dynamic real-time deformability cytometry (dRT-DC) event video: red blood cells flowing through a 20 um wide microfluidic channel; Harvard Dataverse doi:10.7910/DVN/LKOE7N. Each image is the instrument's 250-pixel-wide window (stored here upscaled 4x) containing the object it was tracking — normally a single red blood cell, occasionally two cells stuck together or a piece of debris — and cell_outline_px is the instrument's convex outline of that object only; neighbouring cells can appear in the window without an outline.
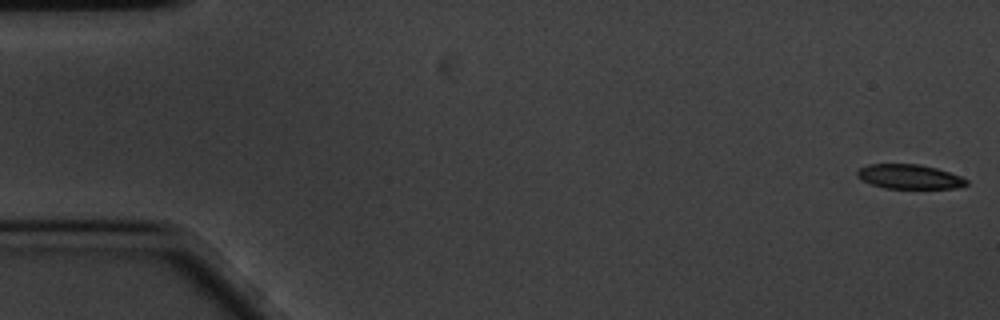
{"species": "common noctule bat (a hibernating species)", "species_latin": "Nyctalus noctula", "temperature_condition": "cold", "stored_images_in_passage": 58, "camera_frame_rate_fps": 3000, "um_per_image_px": 0.085, "animal": {"sex": "male", "body_mass_g": 20.1, "forearm_length_mm": 53.5}, "frame": {"image": 1, "passage_image": 1, "time_ms": 0.0, "image_size_px": [1000, 320], "cell_outline_px": [[968, 184], [956, 188], [884, 188], [860, 180], [856, 176], [856, 172], [860, 168], [868, 164], [920, 164], [936, 168], [960, 176], [968, 180]], "centroid_in_image_um": [77.26, 15.01], "position_along_channel_um": 7.7, "area_um2": 15.55}}
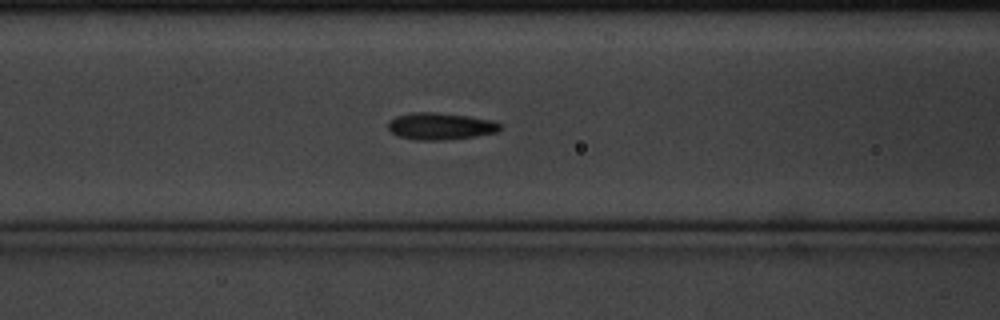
{"frame": {"image": 2, "passage_image": 23, "time_ms": 7.333, "image_size_px": [1000, 320], "cell_outline_px": [[500, 128], [496, 132], [476, 136], [444, 140], [416, 140], [396, 136], [388, 128], [388, 120], [396, 116], [412, 112], [436, 112], [468, 116], [492, 120], [500, 124]], "centroid_in_image_um": [37.38, 10.72], "position_along_channel_um": 129.2, "area_um2": 17.63}}
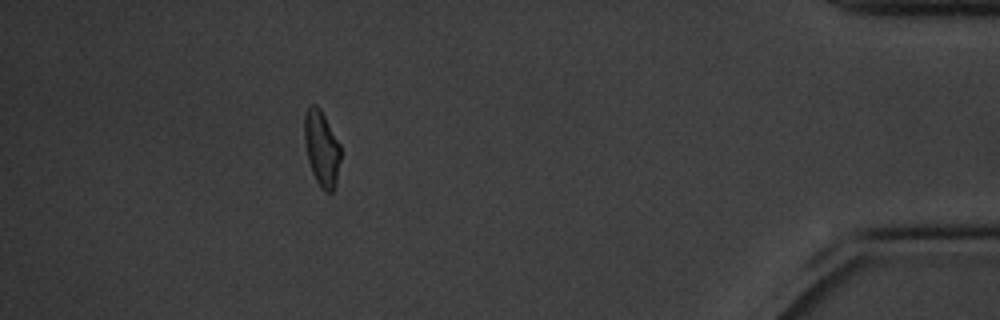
{"frame": {"image": 3, "passage_image": 52, "time_ms": 17.0, "image_size_px": [1000, 320], "cell_outline_px": [[340, 160], [336, 184], [332, 192], [324, 192], [316, 180], [312, 172], [308, 160], [304, 140], [304, 116], [308, 108], [312, 104], [316, 104], [320, 108], [340, 144]], "centroid_in_image_um": [27.33, 12.61], "position_along_channel_um": 407.9, "area_um2": 15.9}, "authors_computed_cell_mechanics": {"area_um2": 16.8487, "velocity_mm_per_s": 3.4378, "shape_relaxation_time_tau1_ms": 2.5691, "shape_relaxation_time_tau2_ms": 4.8461, "deformation_change_tau1": 0.1152, "deformation_change_tau2": 0.0961}}